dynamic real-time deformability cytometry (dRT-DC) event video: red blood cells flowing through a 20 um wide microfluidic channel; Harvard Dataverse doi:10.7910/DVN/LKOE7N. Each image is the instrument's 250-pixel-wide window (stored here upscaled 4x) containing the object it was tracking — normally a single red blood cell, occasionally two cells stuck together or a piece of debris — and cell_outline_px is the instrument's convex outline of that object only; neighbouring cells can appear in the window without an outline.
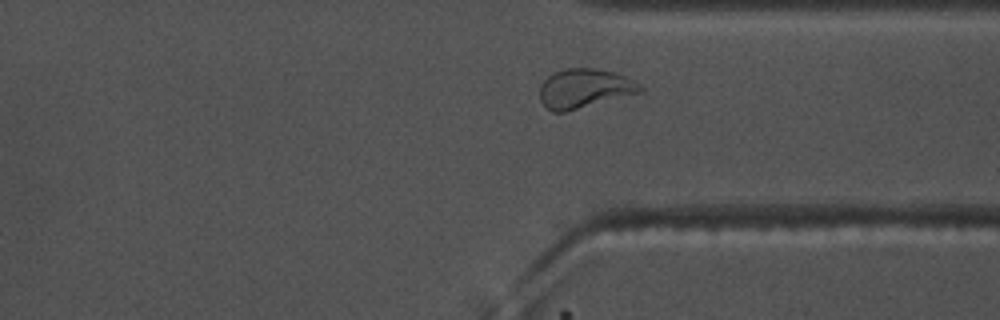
{"species": "common noctule bat (a hibernating species)", "species_latin": "Nyctalus noctula", "temperature_condition": "warm", "stored_images_in_passage": 32, "camera_frame_rate_fps": 3000, "um_per_image_px": 0.085, "animal": {"sex": "male", "body_mass_g": 17.5, "forearm_length_mm": 52.3}, "frame": {"image": 1, "passage_image": 28, "time_ms": 9.0, "image_size_px": [1000, 320], "cell_outline_px": [[644, 92], [564, 112], [552, 112], [540, 100], [540, 84], [552, 72], [564, 68], [596, 68], [612, 72], [624, 76], [640, 84], [644, 88]], "centroid_in_image_um": [49.68, 7.51], "position_along_channel_um": 361.7, "area_um2": 23.06}, "authors_computed_cell_mechanics": {"area_um2": 21.0103, "velocity_mm_per_s": 3.7294, "shape_relaxation_time_tau1_ms": 5.6328, "shape_relaxation_time_tau2_ms": 1.1283, "deformation_change_tau1": 0.1709, "deformation_change_tau2": 0.0754}}